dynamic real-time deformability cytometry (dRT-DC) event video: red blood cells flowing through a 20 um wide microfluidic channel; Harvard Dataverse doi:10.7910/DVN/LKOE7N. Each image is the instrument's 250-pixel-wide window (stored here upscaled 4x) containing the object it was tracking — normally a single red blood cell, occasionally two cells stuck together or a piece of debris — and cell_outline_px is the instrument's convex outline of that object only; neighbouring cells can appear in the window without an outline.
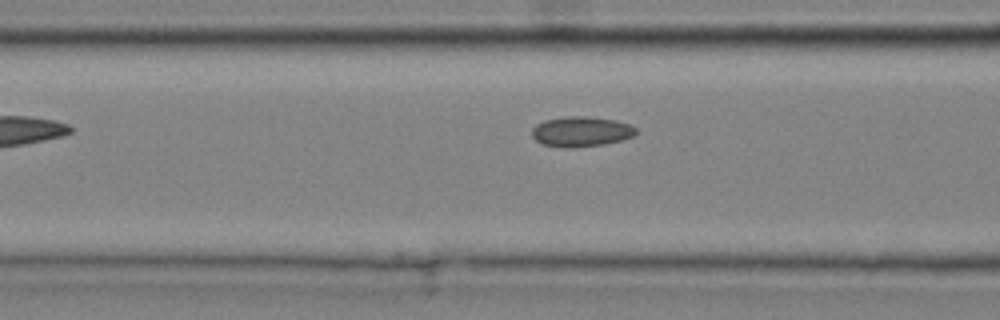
{"species": "common noctule bat (a hibernating species)", "species_latin": "Nyctalus noctula", "temperature_condition": "cold", "stored_images_in_passage": 7, "camera_frame_rate_fps": 3000, "um_per_image_px": 0.085, "animal": {"sex": "male", "body_mass_g": 20.4}, "frame": {"image": 1, "passage_image": 6, "time_ms": 1.667, "image_size_px": [1000, 320], "cell_outline_px": [[636, 132], [632, 136], [620, 140], [604, 144], [572, 148], [568, 148], [540, 144], [532, 136], [532, 128], [536, 124], [544, 120], [564, 116], [588, 116], [616, 120], [628, 124], [636, 128]], "centroid_in_image_um": [49.35, 11.18], "position_along_channel_um": 117.2, "area_um2": 18.32}}